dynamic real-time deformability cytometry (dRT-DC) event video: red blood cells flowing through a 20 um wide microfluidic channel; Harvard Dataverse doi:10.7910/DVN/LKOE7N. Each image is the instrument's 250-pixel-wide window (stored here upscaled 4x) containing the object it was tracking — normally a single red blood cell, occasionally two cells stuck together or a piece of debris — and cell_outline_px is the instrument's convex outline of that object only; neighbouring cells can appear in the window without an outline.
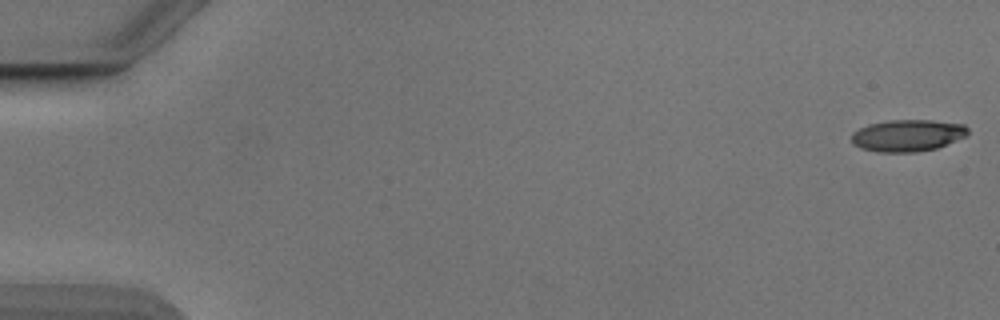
{"species": "Egyptian fruit bat (a non-hibernating species)", "species_latin": "Rousettus aegyptiacus", "temperature_condition": "cold", "stored_images_in_passage": 54, "camera_frame_rate_fps": 3000, "um_per_image_px": 0.085, "animal": {"sex": "male"}, "frame": {"image": 1, "passage_image": 1, "time_ms": 0.0, "image_size_px": [1000, 320], "cell_outline_px": [[968, 136], [936, 148], [916, 152], [880, 152], [860, 148], [852, 144], [852, 132], [868, 124], [888, 120], [932, 120], [964, 124], [968, 128]], "centroid_in_image_um": [77.15, 11.51], "position_along_channel_um": 7.8, "area_um2": 21.73}}
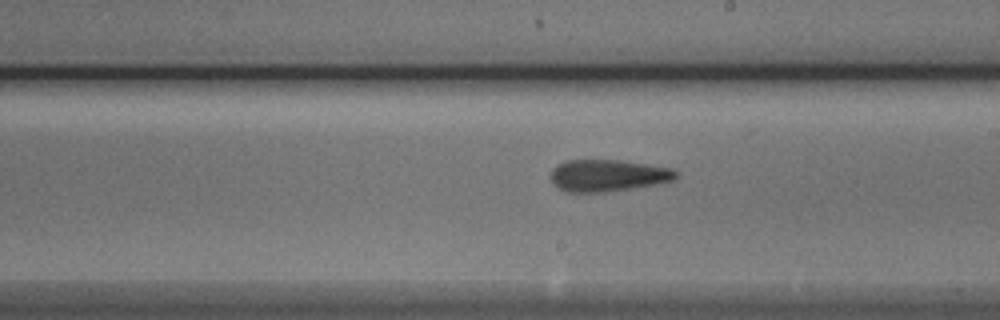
{"frame": {"image": 2, "passage_image": 31, "time_ms": 10.0, "image_size_px": [1000, 320], "cell_outline_px": [[680, 172], [676, 180], [664, 184], [608, 192], [568, 192], [560, 188], [552, 180], [552, 168], [556, 164], [568, 160], [620, 160], [676, 168]], "centroid_in_image_um": [51.81, 14.92], "position_along_channel_um": 237.2, "area_um2": 23.81}}
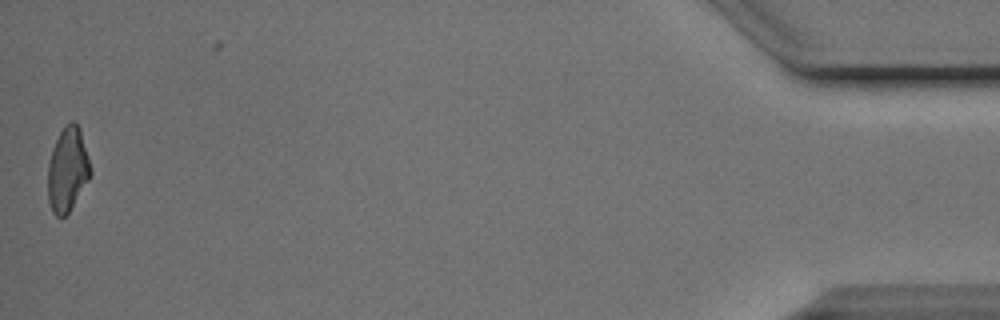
{"frame": {"image": 3, "passage_image": 53, "time_ms": 17.333, "image_size_px": [1000, 320], "cell_outline_px": [[92, 172], [88, 180], [68, 212], [64, 216], [56, 216], [52, 212], [48, 200], [48, 164], [52, 148], [64, 124], [72, 120], [80, 128], [92, 168]], "centroid_in_image_um": [5.74, 14.38], "position_along_channel_um": 429.5, "area_um2": 20.87}, "authors_computed_cell_mechanics": {"area_um2": 22.0796, "velocity_mm_per_s": 3.8844, "shape_relaxation_time_tau1_ms": 4.3179, "shape_relaxation_time_tau2_ms": 3.0098, "deformation_change_tau1": 0.163, "deformation_change_tau2": 0.1471}}